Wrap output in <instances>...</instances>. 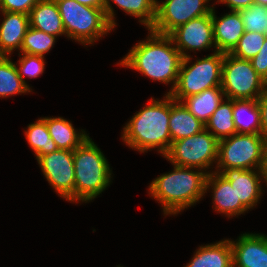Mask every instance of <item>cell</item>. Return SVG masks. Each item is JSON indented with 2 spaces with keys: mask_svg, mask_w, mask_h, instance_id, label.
I'll list each match as a JSON object with an SVG mask.
<instances>
[{
  "mask_svg": "<svg viewBox=\"0 0 267 267\" xmlns=\"http://www.w3.org/2000/svg\"><path fill=\"white\" fill-rule=\"evenodd\" d=\"M204 129L205 124L190 113L182 102L170 96L169 131L172 142L193 136Z\"/></svg>",
  "mask_w": 267,
  "mask_h": 267,
  "instance_id": "cell-19",
  "label": "cell"
},
{
  "mask_svg": "<svg viewBox=\"0 0 267 267\" xmlns=\"http://www.w3.org/2000/svg\"><path fill=\"white\" fill-rule=\"evenodd\" d=\"M244 24L245 32L261 33L267 36V7L253 3L238 11Z\"/></svg>",
  "mask_w": 267,
  "mask_h": 267,
  "instance_id": "cell-29",
  "label": "cell"
},
{
  "mask_svg": "<svg viewBox=\"0 0 267 267\" xmlns=\"http://www.w3.org/2000/svg\"><path fill=\"white\" fill-rule=\"evenodd\" d=\"M218 143L205 128L193 136L172 142L164 156L176 166L205 169L217 160Z\"/></svg>",
  "mask_w": 267,
  "mask_h": 267,
  "instance_id": "cell-9",
  "label": "cell"
},
{
  "mask_svg": "<svg viewBox=\"0 0 267 267\" xmlns=\"http://www.w3.org/2000/svg\"><path fill=\"white\" fill-rule=\"evenodd\" d=\"M39 0H0V10L29 15Z\"/></svg>",
  "mask_w": 267,
  "mask_h": 267,
  "instance_id": "cell-32",
  "label": "cell"
},
{
  "mask_svg": "<svg viewBox=\"0 0 267 267\" xmlns=\"http://www.w3.org/2000/svg\"><path fill=\"white\" fill-rule=\"evenodd\" d=\"M265 154H267V136L265 137Z\"/></svg>",
  "mask_w": 267,
  "mask_h": 267,
  "instance_id": "cell-39",
  "label": "cell"
},
{
  "mask_svg": "<svg viewBox=\"0 0 267 267\" xmlns=\"http://www.w3.org/2000/svg\"><path fill=\"white\" fill-rule=\"evenodd\" d=\"M265 138L262 134L236 133L218 143L217 167L249 170L257 167L264 178Z\"/></svg>",
  "mask_w": 267,
  "mask_h": 267,
  "instance_id": "cell-7",
  "label": "cell"
},
{
  "mask_svg": "<svg viewBox=\"0 0 267 267\" xmlns=\"http://www.w3.org/2000/svg\"><path fill=\"white\" fill-rule=\"evenodd\" d=\"M169 118L170 95L167 94L163 101L151 99L124 127L122 138L130 147L141 152L159 147L160 153L165 155L172 143Z\"/></svg>",
  "mask_w": 267,
  "mask_h": 267,
  "instance_id": "cell-2",
  "label": "cell"
},
{
  "mask_svg": "<svg viewBox=\"0 0 267 267\" xmlns=\"http://www.w3.org/2000/svg\"><path fill=\"white\" fill-rule=\"evenodd\" d=\"M2 13L5 18L0 25V56H6L14 49L21 50L30 23L27 14L7 11H2Z\"/></svg>",
  "mask_w": 267,
  "mask_h": 267,
  "instance_id": "cell-16",
  "label": "cell"
},
{
  "mask_svg": "<svg viewBox=\"0 0 267 267\" xmlns=\"http://www.w3.org/2000/svg\"><path fill=\"white\" fill-rule=\"evenodd\" d=\"M190 169L193 167L174 165L173 172L157 177L150 184V193L162 203L164 214L178 213L196 203L206 192L208 172Z\"/></svg>",
  "mask_w": 267,
  "mask_h": 267,
  "instance_id": "cell-3",
  "label": "cell"
},
{
  "mask_svg": "<svg viewBox=\"0 0 267 267\" xmlns=\"http://www.w3.org/2000/svg\"><path fill=\"white\" fill-rule=\"evenodd\" d=\"M126 13L139 17L141 23L150 30L156 18V0H112ZM104 11L112 28L115 26L114 11L110 6L109 0H104Z\"/></svg>",
  "mask_w": 267,
  "mask_h": 267,
  "instance_id": "cell-21",
  "label": "cell"
},
{
  "mask_svg": "<svg viewBox=\"0 0 267 267\" xmlns=\"http://www.w3.org/2000/svg\"><path fill=\"white\" fill-rule=\"evenodd\" d=\"M23 56L19 60L20 67H17L18 74L23 80V76L27 75L29 78L39 76L44 71V57L39 55H32L22 53Z\"/></svg>",
  "mask_w": 267,
  "mask_h": 267,
  "instance_id": "cell-31",
  "label": "cell"
},
{
  "mask_svg": "<svg viewBox=\"0 0 267 267\" xmlns=\"http://www.w3.org/2000/svg\"><path fill=\"white\" fill-rule=\"evenodd\" d=\"M249 114V121H243V114ZM233 120L239 134H261V117L257 99L233 100Z\"/></svg>",
  "mask_w": 267,
  "mask_h": 267,
  "instance_id": "cell-24",
  "label": "cell"
},
{
  "mask_svg": "<svg viewBox=\"0 0 267 267\" xmlns=\"http://www.w3.org/2000/svg\"><path fill=\"white\" fill-rule=\"evenodd\" d=\"M150 33L147 42L135 45L120 64L133 68L152 80L164 83L173 81L172 90L167 93L170 94L177 83L183 57L175 46H171L174 42L169 35L153 31Z\"/></svg>",
  "mask_w": 267,
  "mask_h": 267,
  "instance_id": "cell-1",
  "label": "cell"
},
{
  "mask_svg": "<svg viewBox=\"0 0 267 267\" xmlns=\"http://www.w3.org/2000/svg\"><path fill=\"white\" fill-rule=\"evenodd\" d=\"M209 0H166L156 4V18L153 31L162 35H169L178 26L193 18L208 15L214 7L204 6Z\"/></svg>",
  "mask_w": 267,
  "mask_h": 267,
  "instance_id": "cell-10",
  "label": "cell"
},
{
  "mask_svg": "<svg viewBox=\"0 0 267 267\" xmlns=\"http://www.w3.org/2000/svg\"><path fill=\"white\" fill-rule=\"evenodd\" d=\"M212 186L214 209L227 214L229 217L239 215L248 210L241 202H237V194L231 183L225 179L218 171L208 173L206 179V190Z\"/></svg>",
  "mask_w": 267,
  "mask_h": 267,
  "instance_id": "cell-17",
  "label": "cell"
},
{
  "mask_svg": "<svg viewBox=\"0 0 267 267\" xmlns=\"http://www.w3.org/2000/svg\"><path fill=\"white\" fill-rule=\"evenodd\" d=\"M266 37L261 33L245 32L230 54L240 59L251 60L261 50Z\"/></svg>",
  "mask_w": 267,
  "mask_h": 267,
  "instance_id": "cell-30",
  "label": "cell"
},
{
  "mask_svg": "<svg viewBox=\"0 0 267 267\" xmlns=\"http://www.w3.org/2000/svg\"><path fill=\"white\" fill-rule=\"evenodd\" d=\"M55 37L41 30L29 27L25 33L21 51L22 53L43 56L44 53L53 47Z\"/></svg>",
  "mask_w": 267,
  "mask_h": 267,
  "instance_id": "cell-28",
  "label": "cell"
},
{
  "mask_svg": "<svg viewBox=\"0 0 267 267\" xmlns=\"http://www.w3.org/2000/svg\"><path fill=\"white\" fill-rule=\"evenodd\" d=\"M75 1L90 7L104 9V0H75Z\"/></svg>",
  "mask_w": 267,
  "mask_h": 267,
  "instance_id": "cell-36",
  "label": "cell"
},
{
  "mask_svg": "<svg viewBox=\"0 0 267 267\" xmlns=\"http://www.w3.org/2000/svg\"><path fill=\"white\" fill-rule=\"evenodd\" d=\"M25 80L18 74L15 65L7 56H0V97L30 92Z\"/></svg>",
  "mask_w": 267,
  "mask_h": 267,
  "instance_id": "cell-26",
  "label": "cell"
},
{
  "mask_svg": "<svg viewBox=\"0 0 267 267\" xmlns=\"http://www.w3.org/2000/svg\"><path fill=\"white\" fill-rule=\"evenodd\" d=\"M257 102L260 109L261 134L265 138L267 136V91L257 99Z\"/></svg>",
  "mask_w": 267,
  "mask_h": 267,
  "instance_id": "cell-34",
  "label": "cell"
},
{
  "mask_svg": "<svg viewBox=\"0 0 267 267\" xmlns=\"http://www.w3.org/2000/svg\"><path fill=\"white\" fill-rule=\"evenodd\" d=\"M47 181L69 201H74L75 171L73 151L58 149L37 159Z\"/></svg>",
  "mask_w": 267,
  "mask_h": 267,
  "instance_id": "cell-11",
  "label": "cell"
},
{
  "mask_svg": "<svg viewBox=\"0 0 267 267\" xmlns=\"http://www.w3.org/2000/svg\"><path fill=\"white\" fill-rule=\"evenodd\" d=\"M169 36L183 58L189 56L184 49L200 50L211 48L214 42L212 12L205 16L193 18L185 24L178 26Z\"/></svg>",
  "mask_w": 267,
  "mask_h": 267,
  "instance_id": "cell-12",
  "label": "cell"
},
{
  "mask_svg": "<svg viewBox=\"0 0 267 267\" xmlns=\"http://www.w3.org/2000/svg\"><path fill=\"white\" fill-rule=\"evenodd\" d=\"M89 137L73 150L75 184L74 202L89 201L110 182V167L100 149Z\"/></svg>",
  "mask_w": 267,
  "mask_h": 267,
  "instance_id": "cell-4",
  "label": "cell"
},
{
  "mask_svg": "<svg viewBox=\"0 0 267 267\" xmlns=\"http://www.w3.org/2000/svg\"><path fill=\"white\" fill-rule=\"evenodd\" d=\"M218 2L228 4V7L231 8L232 11H239L251 6L255 3V0H219Z\"/></svg>",
  "mask_w": 267,
  "mask_h": 267,
  "instance_id": "cell-35",
  "label": "cell"
},
{
  "mask_svg": "<svg viewBox=\"0 0 267 267\" xmlns=\"http://www.w3.org/2000/svg\"><path fill=\"white\" fill-rule=\"evenodd\" d=\"M221 88L227 99H258L266 91V82L250 60L224 53Z\"/></svg>",
  "mask_w": 267,
  "mask_h": 267,
  "instance_id": "cell-8",
  "label": "cell"
},
{
  "mask_svg": "<svg viewBox=\"0 0 267 267\" xmlns=\"http://www.w3.org/2000/svg\"><path fill=\"white\" fill-rule=\"evenodd\" d=\"M185 267H234L230 240L201 246Z\"/></svg>",
  "mask_w": 267,
  "mask_h": 267,
  "instance_id": "cell-20",
  "label": "cell"
},
{
  "mask_svg": "<svg viewBox=\"0 0 267 267\" xmlns=\"http://www.w3.org/2000/svg\"><path fill=\"white\" fill-rule=\"evenodd\" d=\"M235 267H267V236L243 234L238 241H230Z\"/></svg>",
  "mask_w": 267,
  "mask_h": 267,
  "instance_id": "cell-13",
  "label": "cell"
},
{
  "mask_svg": "<svg viewBox=\"0 0 267 267\" xmlns=\"http://www.w3.org/2000/svg\"><path fill=\"white\" fill-rule=\"evenodd\" d=\"M30 27L56 36L65 29L55 0H39L29 13Z\"/></svg>",
  "mask_w": 267,
  "mask_h": 267,
  "instance_id": "cell-18",
  "label": "cell"
},
{
  "mask_svg": "<svg viewBox=\"0 0 267 267\" xmlns=\"http://www.w3.org/2000/svg\"><path fill=\"white\" fill-rule=\"evenodd\" d=\"M225 96L221 87L204 90L199 94L188 96L182 102L186 108L203 124H206L213 112L222 103Z\"/></svg>",
  "mask_w": 267,
  "mask_h": 267,
  "instance_id": "cell-22",
  "label": "cell"
},
{
  "mask_svg": "<svg viewBox=\"0 0 267 267\" xmlns=\"http://www.w3.org/2000/svg\"><path fill=\"white\" fill-rule=\"evenodd\" d=\"M50 137L55 141L59 149L73 151L80 146L89 136L77 133L72 124L63 118H43Z\"/></svg>",
  "mask_w": 267,
  "mask_h": 267,
  "instance_id": "cell-23",
  "label": "cell"
},
{
  "mask_svg": "<svg viewBox=\"0 0 267 267\" xmlns=\"http://www.w3.org/2000/svg\"><path fill=\"white\" fill-rule=\"evenodd\" d=\"M189 60L190 56L182 59L177 83L169 94L177 102L204 90L221 87L224 53L216 51L186 68Z\"/></svg>",
  "mask_w": 267,
  "mask_h": 267,
  "instance_id": "cell-6",
  "label": "cell"
},
{
  "mask_svg": "<svg viewBox=\"0 0 267 267\" xmlns=\"http://www.w3.org/2000/svg\"><path fill=\"white\" fill-rule=\"evenodd\" d=\"M205 128L213 130L210 133L218 140L228 138L237 133L233 120V100L227 99L217 107L211 115Z\"/></svg>",
  "mask_w": 267,
  "mask_h": 267,
  "instance_id": "cell-25",
  "label": "cell"
},
{
  "mask_svg": "<svg viewBox=\"0 0 267 267\" xmlns=\"http://www.w3.org/2000/svg\"><path fill=\"white\" fill-rule=\"evenodd\" d=\"M265 165H264V168H263V172H264V179L267 183V154H265Z\"/></svg>",
  "mask_w": 267,
  "mask_h": 267,
  "instance_id": "cell-37",
  "label": "cell"
},
{
  "mask_svg": "<svg viewBox=\"0 0 267 267\" xmlns=\"http://www.w3.org/2000/svg\"><path fill=\"white\" fill-rule=\"evenodd\" d=\"M255 3L267 7V0H255Z\"/></svg>",
  "mask_w": 267,
  "mask_h": 267,
  "instance_id": "cell-38",
  "label": "cell"
},
{
  "mask_svg": "<svg viewBox=\"0 0 267 267\" xmlns=\"http://www.w3.org/2000/svg\"><path fill=\"white\" fill-rule=\"evenodd\" d=\"M253 68L266 82L267 80V37L259 53L251 60Z\"/></svg>",
  "mask_w": 267,
  "mask_h": 267,
  "instance_id": "cell-33",
  "label": "cell"
},
{
  "mask_svg": "<svg viewBox=\"0 0 267 267\" xmlns=\"http://www.w3.org/2000/svg\"><path fill=\"white\" fill-rule=\"evenodd\" d=\"M61 15L65 34L81 43L91 44L111 31L104 9L80 4L75 0H55Z\"/></svg>",
  "mask_w": 267,
  "mask_h": 267,
  "instance_id": "cell-5",
  "label": "cell"
},
{
  "mask_svg": "<svg viewBox=\"0 0 267 267\" xmlns=\"http://www.w3.org/2000/svg\"><path fill=\"white\" fill-rule=\"evenodd\" d=\"M25 134L37 159L40 156L52 153L59 149L55 144V141L50 137L46 121L43 118L37 120L36 123L30 124L28 130L25 131Z\"/></svg>",
  "mask_w": 267,
  "mask_h": 267,
  "instance_id": "cell-27",
  "label": "cell"
},
{
  "mask_svg": "<svg viewBox=\"0 0 267 267\" xmlns=\"http://www.w3.org/2000/svg\"><path fill=\"white\" fill-rule=\"evenodd\" d=\"M212 22L216 51L230 53L245 33L244 24L238 11H231L218 19L212 9Z\"/></svg>",
  "mask_w": 267,
  "mask_h": 267,
  "instance_id": "cell-15",
  "label": "cell"
},
{
  "mask_svg": "<svg viewBox=\"0 0 267 267\" xmlns=\"http://www.w3.org/2000/svg\"><path fill=\"white\" fill-rule=\"evenodd\" d=\"M221 171L220 174L227 179L235 189L237 202H241L247 209L255 206L262 194L260 177L256 171L237 168L221 169Z\"/></svg>",
  "mask_w": 267,
  "mask_h": 267,
  "instance_id": "cell-14",
  "label": "cell"
}]
</instances>
